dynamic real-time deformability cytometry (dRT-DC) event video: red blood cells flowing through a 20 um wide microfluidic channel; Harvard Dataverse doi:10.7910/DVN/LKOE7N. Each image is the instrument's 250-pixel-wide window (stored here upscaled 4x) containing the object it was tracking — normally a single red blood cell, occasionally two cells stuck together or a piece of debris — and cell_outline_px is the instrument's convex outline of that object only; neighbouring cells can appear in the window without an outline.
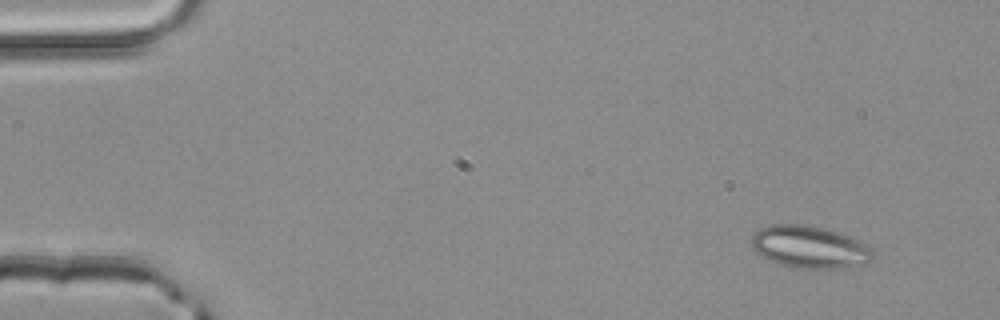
{"species": "common noctule bat (a hibernating species)", "species_latin": "Nyctalus noctula", "temperature_condition": "room temperature", "stored_images_in_passage": 3, "camera_frame_rate_fps": 3000, "um_per_image_px": 0.085, "animal": {"sex": "male", "body_mass_g": 20.4}, "frame": {"image": 1, "passage_image": 1, "time_ms": 0.0, "image_size_px": [1000, 320], "cell_outline_px": [[876, 256], [868, 264], [836, 268], [800, 268], [780, 264], [768, 260], [760, 256], [752, 248], [752, 236], [760, 228], [772, 224], [804, 224], [824, 228], [860, 240], [872, 248]], "centroid_in_image_um": [68.85, 21.0], "position_along_channel_um": 16.2, "area_um2": 30.11}}